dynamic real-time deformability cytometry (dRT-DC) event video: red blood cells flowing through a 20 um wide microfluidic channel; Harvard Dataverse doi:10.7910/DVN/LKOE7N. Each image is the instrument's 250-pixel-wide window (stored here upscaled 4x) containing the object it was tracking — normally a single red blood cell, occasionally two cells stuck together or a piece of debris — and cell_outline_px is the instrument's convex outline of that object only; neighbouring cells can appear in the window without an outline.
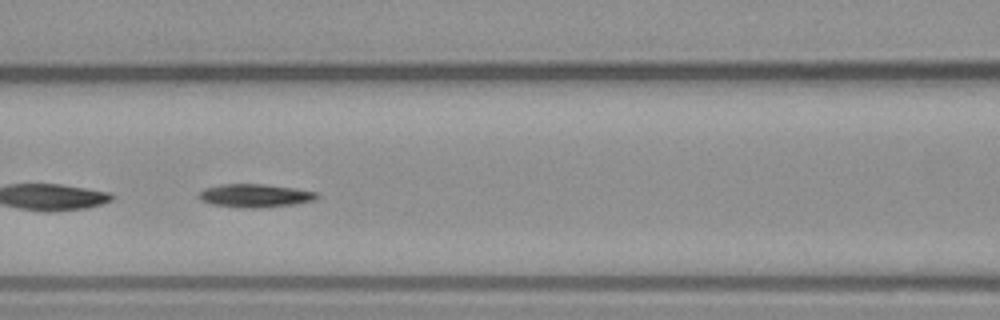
{"species": "common noctule bat (a hibernating species)", "species_latin": "Nyctalus noctula", "temperature_condition": "warm", "stored_images_in_passage": 40, "camera_frame_rate_fps": 3000, "um_per_image_px": 0.085, "animal": {"sex": "male", "body_mass_g": 23.1, "forearm_length_mm": 52.7}, "frame": {"image": 1, "passage_image": 11, "time_ms": 3.333, "image_size_px": [1000, 320], "cell_outline_px": [[320, 196], [316, 200], [296, 204], [260, 208], [244, 208], [212, 204], [200, 200], [196, 196], [204, 188], [220, 184], [260, 184], [296, 188], [316, 192]], "centroid_in_image_um": [21.68, 16.63], "position_along_channel_um": 144.9, "area_um2": 16.18}}
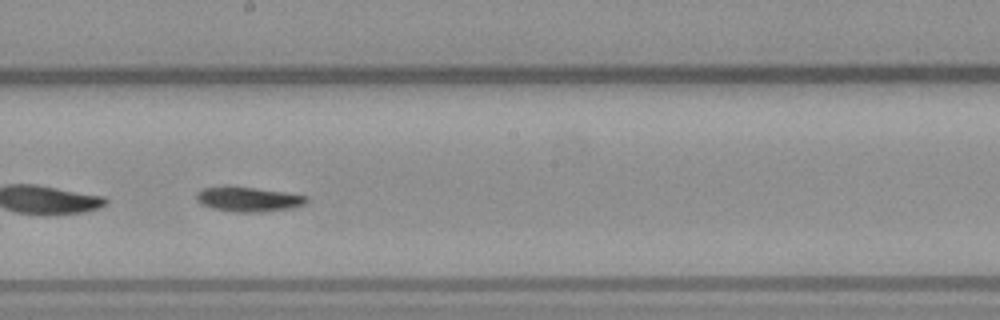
{"frame": {"image": 2, "passage_image": 17, "time_ms": 5.333, "image_size_px": [1000, 320], "cell_outline_px": [[308, 200], [304, 204], [292, 208], [260, 212], [236, 212], [212, 208], [200, 204], [196, 200], [196, 192], [204, 188], [224, 184], [256, 188], [284, 192], [308, 196]], "centroid_in_image_um": [21.05, 16.91], "position_along_channel_um": 227.2, "area_um2": 16.18}}
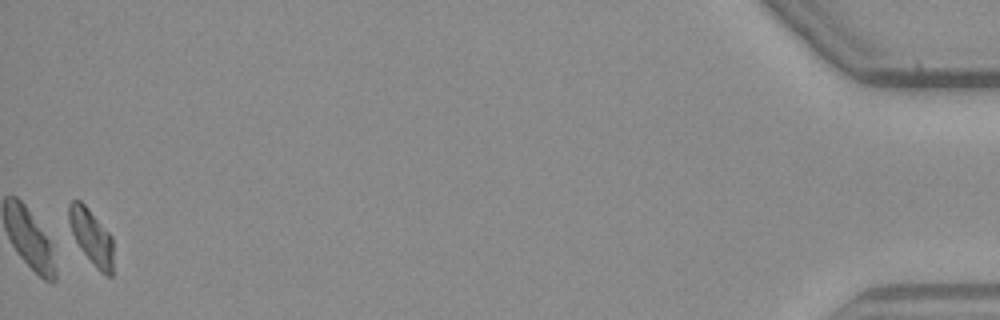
{"frame": {"image": 3, "passage_image": 39, "time_ms": 12.667, "image_size_px": [1000, 320], "cell_outline_px": [[112, 276], [104, 276], [96, 268], [80, 248], [72, 232], [68, 220], [68, 204], [72, 200], [80, 200], [88, 208], [112, 236]], "centroid_in_image_um": [7.76, 20.12], "position_along_channel_um": 427.4, "area_um2": 14.22}}